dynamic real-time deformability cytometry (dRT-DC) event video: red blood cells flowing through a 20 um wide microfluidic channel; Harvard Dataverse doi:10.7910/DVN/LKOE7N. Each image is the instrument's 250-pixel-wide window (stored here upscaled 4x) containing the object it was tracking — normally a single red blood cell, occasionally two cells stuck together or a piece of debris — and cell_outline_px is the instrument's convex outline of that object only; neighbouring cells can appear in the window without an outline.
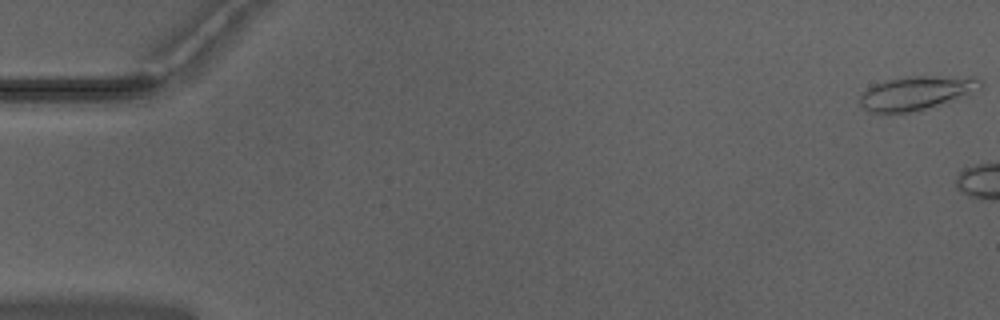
{"species": "Egyptian fruit bat (a non-hibernating species)", "species_latin": "Rousettus aegyptiacus", "temperature_condition": "warm", "stored_images_in_passage": 5, "camera_frame_rate_fps": 3000, "um_per_image_px": 0.085, "animal": {"sex": "male"}, "frame": {"image": 1, "passage_image": 1, "time_ms": 0.0, "image_size_px": [1000, 320], "cell_outline_px": [[984, 84], [980, 88], [936, 104], [912, 112], [868, 112], [860, 104], [860, 96], [868, 88], [876, 84], [888, 80], [904, 76], [972, 76], [984, 80]], "centroid_in_image_um": [77.87, 7.86], "position_along_channel_um": 7.1, "area_um2": 23.06}}